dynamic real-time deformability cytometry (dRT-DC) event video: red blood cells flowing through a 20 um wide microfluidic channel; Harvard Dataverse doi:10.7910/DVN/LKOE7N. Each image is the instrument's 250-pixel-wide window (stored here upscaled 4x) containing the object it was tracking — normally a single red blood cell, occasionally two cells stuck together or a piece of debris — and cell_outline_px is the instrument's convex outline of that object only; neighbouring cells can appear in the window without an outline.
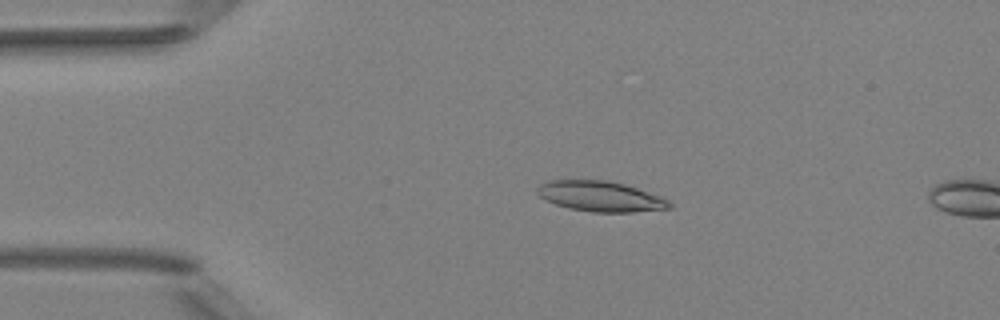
{"species": "Egyptian fruit bat (a non-hibernating species)", "species_latin": "Rousettus aegyptiacus", "temperature_condition": "room temperature", "stored_images_in_passage": 5, "segment_of_instrument_passage": [1, 2], "camera_frame_rate_fps": 3000, "um_per_image_px": 0.085, "animal": {"sex": "female"}, "frame": {"image": 1, "passage_image": 4, "time_ms": 3.333, "image_size_px": [1000, 320], "cell_outline_px": [[672, 208], [632, 212], [592, 212], [568, 208], [556, 204], [540, 196], [536, 192], [536, 188], [540, 184], [548, 180], [604, 180], [624, 184], [660, 196], [668, 200], [672, 204]], "centroid_in_image_um": [51.03, 16.69], "position_along_channel_um": 34.0, "area_um2": 23.24}}